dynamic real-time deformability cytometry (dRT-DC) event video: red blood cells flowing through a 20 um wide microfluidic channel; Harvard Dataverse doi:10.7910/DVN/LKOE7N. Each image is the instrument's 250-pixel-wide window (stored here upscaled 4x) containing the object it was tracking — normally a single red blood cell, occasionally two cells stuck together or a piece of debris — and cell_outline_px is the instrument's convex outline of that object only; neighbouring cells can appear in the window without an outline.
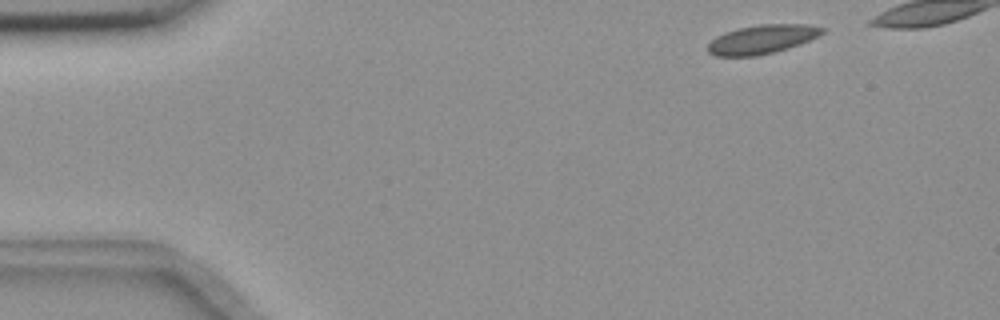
{"species": "common noctule bat (a hibernating species)", "species_latin": "Nyctalus noctula", "temperature_condition": "room temperature", "stored_images_in_passage": 4, "camera_frame_rate_fps": 3000, "um_per_image_px": 0.085, "animal": {"sex": "female", "body_mass_g": 18.4}, "frame": {"image": 1, "passage_image": 1, "time_ms": 0.0, "image_size_px": [1000, 320], "cell_outline_px": [[828, 28], [824, 32], [800, 44], [788, 48], [756, 56], [716, 56], [708, 52], [708, 44], [716, 36], [724, 32], [740, 28], [760, 24], [808, 24]], "centroid_in_image_um": [64.78, 3.33], "position_along_channel_um": 20.2, "area_um2": 19.19}}